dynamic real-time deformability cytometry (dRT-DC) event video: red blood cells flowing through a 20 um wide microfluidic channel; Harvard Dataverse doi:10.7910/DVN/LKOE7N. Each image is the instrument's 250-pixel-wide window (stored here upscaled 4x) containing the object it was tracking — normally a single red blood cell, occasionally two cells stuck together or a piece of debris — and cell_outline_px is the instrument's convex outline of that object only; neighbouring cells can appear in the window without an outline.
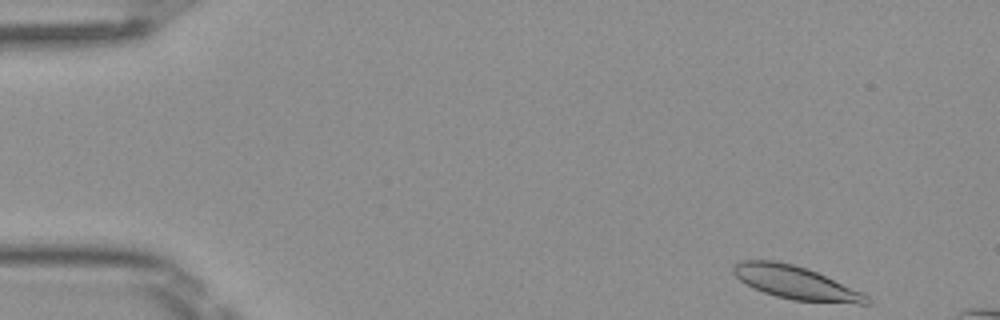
{"species": "Egyptian fruit bat (a non-hibernating species)", "species_latin": "Rousettus aegyptiacus", "temperature_condition": "room temperature", "stored_images_in_passage": 10, "camera_frame_rate_fps": 3000, "um_per_image_px": 0.085, "frame": {"image": 1, "passage_image": 1, "time_ms": 0.0, "image_size_px": [1000, 320], "cell_outline_px": [[872, 304], [856, 304], [792, 300], [776, 296], [752, 288], [740, 280], [732, 272], [732, 264], [740, 260], [776, 260], [808, 268], [860, 292], [868, 296], [872, 300]], "centroid_in_image_um": [67.6, 24.02], "position_along_channel_um": 17.4, "area_um2": 25.84}}